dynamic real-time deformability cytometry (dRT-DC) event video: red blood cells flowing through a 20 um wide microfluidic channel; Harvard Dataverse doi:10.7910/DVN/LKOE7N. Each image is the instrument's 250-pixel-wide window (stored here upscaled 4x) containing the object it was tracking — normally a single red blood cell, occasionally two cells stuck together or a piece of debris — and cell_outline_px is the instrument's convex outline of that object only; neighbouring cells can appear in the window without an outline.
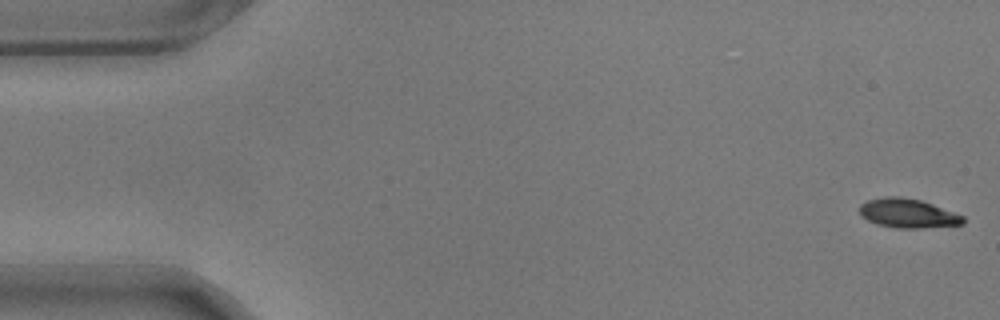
{"species": "common noctule bat (a hibernating species)", "species_latin": "Nyctalus noctula", "temperature_condition": "warm", "stored_images_in_passage": 55, "camera_frame_rate_fps": 3000, "um_per_image_px": 0.085, "animal": {"sex": "male", "body_mass_g": 17.9}, "frame": {"image": 1, "passage_image": 1, "time_ms": 0.0, "image_size_px": [1000, 320], "cell_outline_px": [[964, 224], [924, 228], [896, 228], [876, 224], [860, 216], [860, 204], [868, 200], [884, 196], [900, 196], [920, 200], [932, 204], [964, 216]], "centroid_in_image_um": [77.14, 18.13], "position_along_channel_um": 7.9, "area_um2": 17.63}}
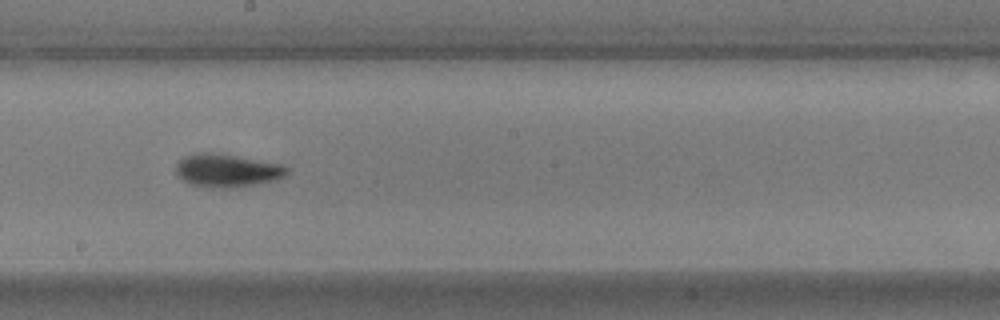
{"frame": {"image": 2, "passage_image": 31, "time_ms": 10.0, "image_size_px": [1000, 320], "cell_outline_px": [[288, 172], [284, 176], [276, 180], [236, 188], [212, 188], [192, 184], [176, 176], [176, 164], [184, 156], [196, 152], [212, 152], [284, 164], [288, 168]], "centroid_in_image_um": [19.3, 14.49], "position_along_channel_um": 228.9, "area_um2": 21.62}}
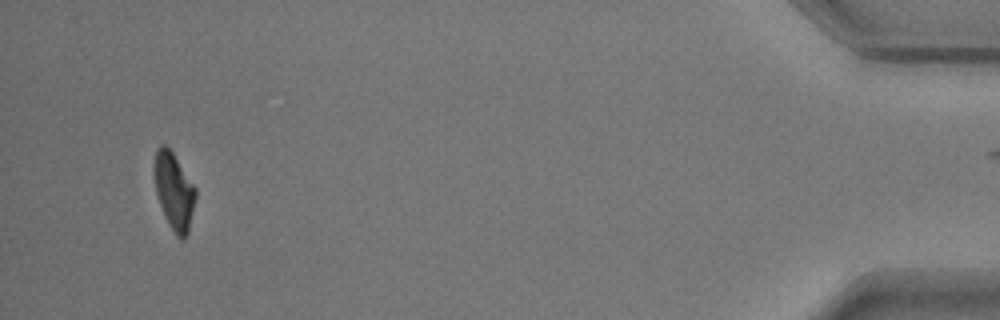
{"frame": {"image": 3, "passage_image": 54, "time_ms": 17.667, "image_size_px": [1000, 320], "cell_outline_px": [[196, 196], [188, 232], [184, 240], [180, 240], [176, 236], [168, 224], [164, 216], [156, 192], [156, 148], [160, 144], [164, 144], [172, 152], [196, 188]], "centroid_in_image_um": [14.82, 16.3], "position_along_channel_um": 420.4, "area_um2": 18.03}, "authors_computed_cell_mechanics": {"area_um2": 19.2474, "velocity_mm_per_s": 3.5408, "shape_relaxation_time_tau1_ms": 3.1912, "shape_relaxation_time_tau2_ms": 2.301, "deformation_change_tau1": 0.1615, "deformation_change_tau2": 0.078}}